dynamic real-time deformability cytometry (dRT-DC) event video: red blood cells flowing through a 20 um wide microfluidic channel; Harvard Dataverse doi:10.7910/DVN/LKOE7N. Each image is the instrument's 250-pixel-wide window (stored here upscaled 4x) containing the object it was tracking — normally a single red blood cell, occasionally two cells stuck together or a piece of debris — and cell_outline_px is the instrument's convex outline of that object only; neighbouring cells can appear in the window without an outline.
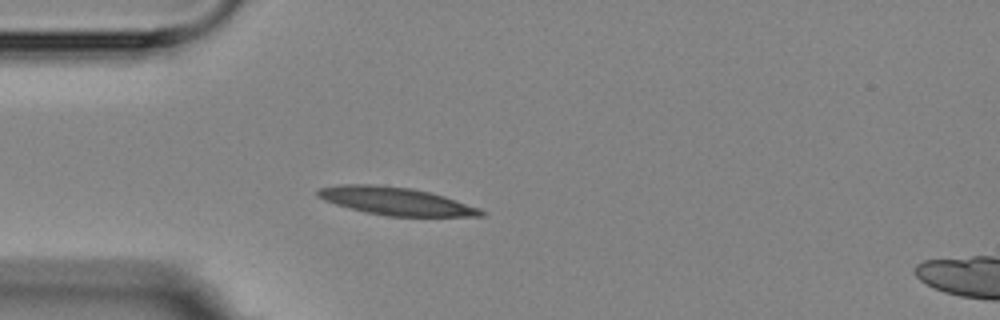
{"species": "Egyptian fruit bat (a non-hibernating species)", "species_latin": "Rousettus aegyptiacus", "temperature_condition": "room temperature", "stored_images_in_passage": 4, "camera_frame_rate_fps": 3000, "um_per_image_px": 0.085, "animal": {"sex": "female"}, "frame": {"image": 1, "passage_image": 4, "time_ms": 4.333, "image_size_px": [1000, 320], "cell_outline_px": [[484, 216], [388, 216], [368, 212], [336, 204], [324, 200], [316, 196], [316, 192], [320, 188], [340, 184], [372, 184], [412, 188], [432, 192], [480, 208], [484, 212]], "centroid_in_image_um": [33.65, 17.08], "position_along_channel_um": 51.4, "area_um2": 26.24}}